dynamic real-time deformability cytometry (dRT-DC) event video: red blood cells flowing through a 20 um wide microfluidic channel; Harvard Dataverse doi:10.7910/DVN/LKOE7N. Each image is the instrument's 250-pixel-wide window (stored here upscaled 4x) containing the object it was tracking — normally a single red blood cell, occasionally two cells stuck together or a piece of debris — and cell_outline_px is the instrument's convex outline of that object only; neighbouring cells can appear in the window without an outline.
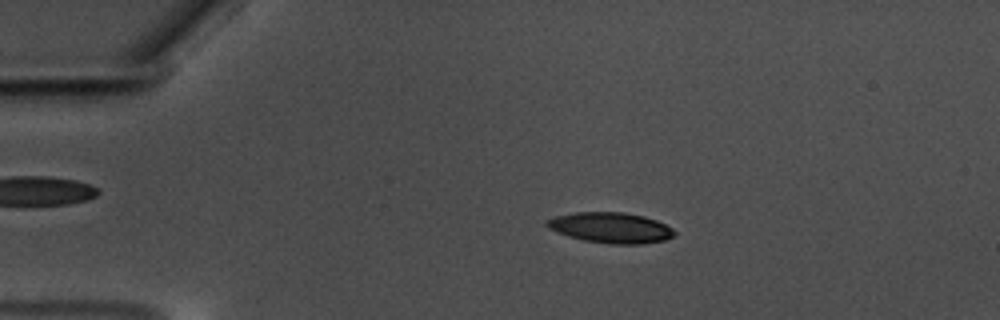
{"species": "common noctule bat (a hibernating species)", "species_latin": "Nyctalus noctula", "temperature_condition": "warm", "stored_images_in_passage": 56, "camera_frame_rate_fps": 3000, "um_per_image_px": 0.085, "animal": {"sex": "male", "body_mass_g": 17.5, "forearm_length_mm": 52.3}, "frame": {"image": 1, "passage_image": 10, "time_ms": 3.0, "image_size_px": [1000, 320], "cell_outline_px": [[676, 232], [672, 236], [664, 240], [640, 244], [612, 244], [584, 240], [568, 236], [556, 232], [548, 228], [544, 224], [544, 220], [556, 216], [576, 212], [624, 212], [644, 216], [656, 220], [672, 228]], "centroid_in_image_um": [51.87, 19.35], "position_along_channel_um": 33.1, "area_um2": 22.72}}
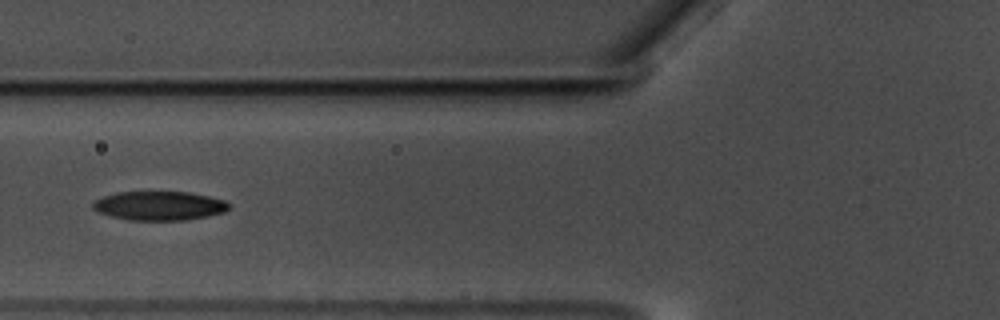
{"frame": {"image": 2, "passage_image": 21, "time_ms": 6.667, "image_size_px": [1000, 320], "cell_outline_px": [[232, 208], [224, 212], [208, 216], [188, 220], [128, 220], [96, 212], [92, 208], [92, 204], [96, 200], [104, 196], [116, 192], [188, 192], [208, 196], [224, 200]], "centroid_in_image_um": [13.54, 17.49], "position_along_channel_um": 112.3, "area_um2": 23.06}}
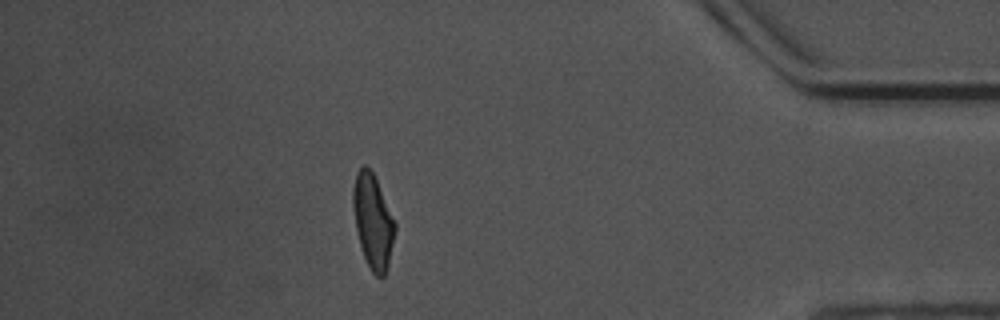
{"frame": {"image": 3, "passage_image": 49, "time_ms": 16.0, "image_size_px": [1000, 320], "cell_outline_px": [[396, 228], [388, 268], [384, 276], [380, 280], [372, 272], [364, 256], [360, 244], [356, 228], [352, 204], [352, 188], [356, 172], [364, 164], [372, 172], [376, 180], [396, 224]], "centroid_in_image_um": [31.69, 18.84], "position_along_channel_um": 403.5, "area_um2": 22.83}, "authors_computed_cell_mechanics": {"area_um2": 22.9177, "velocity_mm_per_s": 3.5561, "shape_relaxation_time_tau1_ms": 4.7231, "shape_relaxation_time_tau2_ms": 2.8104, "deformation_change_tau1": 0.1774, "deformation_change_tau2": 0.102}}